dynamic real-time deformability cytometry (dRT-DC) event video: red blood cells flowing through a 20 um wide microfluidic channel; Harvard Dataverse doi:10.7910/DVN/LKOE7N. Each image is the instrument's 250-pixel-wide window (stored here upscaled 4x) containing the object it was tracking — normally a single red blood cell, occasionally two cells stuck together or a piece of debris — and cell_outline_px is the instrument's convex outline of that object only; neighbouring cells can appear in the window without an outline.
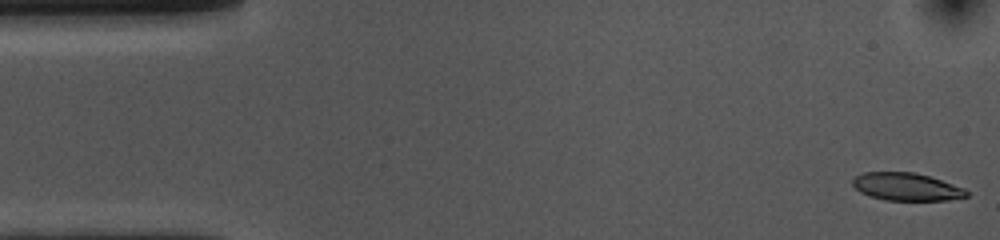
{"species": "common noctule bat (a hibernating species)", "species_latin": "Nyctalus noctula", "temperature_condition": "cold", "stored_images_in_passage": 53, "camera_frame_rate_fps": 3000, "um_per_image_px": 0.085, "animal": {"sex": "female", "body_mass_g": 10.0, "forearm_length_mm": 53.1}, "frame": {"image": 1, "passage_image": 1, "time_ms": 0.0, "image_size_px": [1000, 240], "cell_outline_px": [[968, 196], [948, 200], [884, 200], [860, 192], [852, 184], [852, 180], [856, 176], [864, 172], [912, 172], [928, 176], [964, 188], [968, 192]], "centroid_in_image_um": [77.03, 15.87], "position_along_channel_um": 8.0, "area_um2": 18.15}}
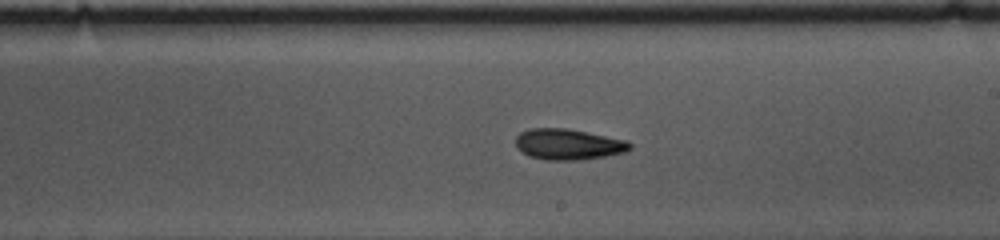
{"frame": {"image": 2, "passage_image": 29, "time_ms": 9.333, "image_size_px": [1000, 240], "cell_outline_px": [[632, 148], [628, 152], [604, 156], [576, 160], [544, 160], [528, 156], [516, 148], [516, 136], [520, 132], [528, 128], [568, 128], [628, 140], [632, 144]], "centroid_in_image_um": [48.31, 12.26], "position_along_channel_um": 240.7, "area_um2": 20.87}}
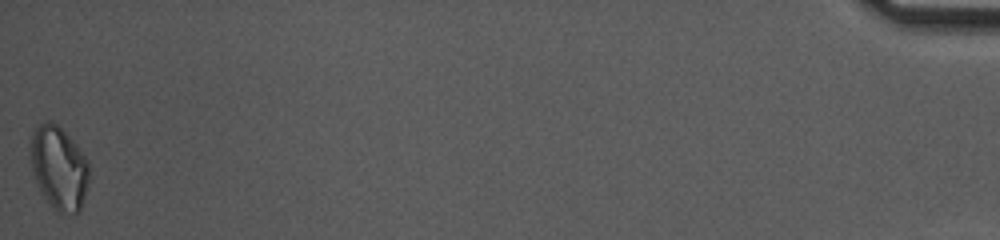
{"frame": {"image": 3, "passage_image": 53, "time_ms": 17.333, "image_size_px": [1000, 240], "cell_outline_px": [[88, 184], [80, 212], [72, 216], [60, 212], [44, 196], [36, 180], [32, 168], [32, 136], [36, 128], [40, 124], [48, 120], [56, 124], [76, 144], [88, 160]], "centroid_in_image_um": [5.06, 14.3], "position_along_channel_um": 430.1, "area_um2": 27.74}, "authors_computed_cell_mechanics": {"area_um2": 20.1144, "velocity_mm_per_s": 3.6628, "shape_relaxation_time_tau1_ms": 6.9175, "shape_relaxation_time_tau2_ms": null, "deformation_change_tau1": 0.1387, "deformation_change_tau2": null}}